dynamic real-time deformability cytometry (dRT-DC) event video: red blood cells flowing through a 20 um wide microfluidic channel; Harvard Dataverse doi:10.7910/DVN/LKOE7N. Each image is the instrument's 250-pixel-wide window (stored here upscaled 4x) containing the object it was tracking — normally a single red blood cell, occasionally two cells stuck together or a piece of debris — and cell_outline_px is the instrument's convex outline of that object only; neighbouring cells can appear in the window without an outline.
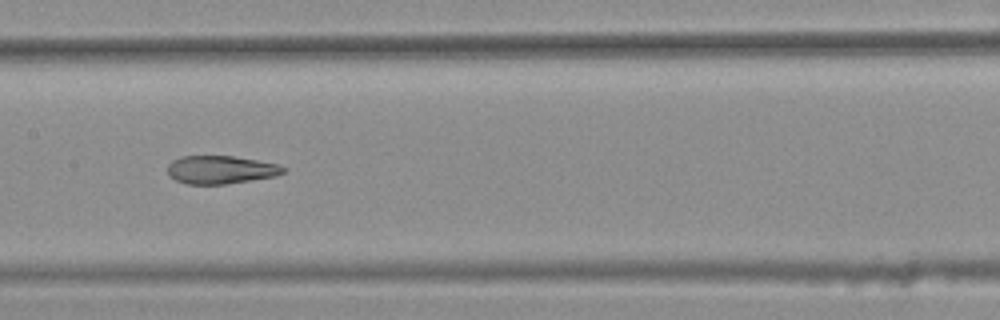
{"species": "common noctule bat (a hibernating species)", "species_latin": "Nyctalus noctula", "temperature_condition": "warm", "stored_images_in_passage": 27, "camera_frame_rate_fps": 3000, "um_per_image_px": 0.085, "animal": {"sex": "female", "body_mass_g": 25.1}, "frame": {"image": 1, "passage_image": 27, "time_ms": 8.667, "image_size_px": [1000, 320], "cell_outline_px": [[284, 172], [276, 176], [228, 184], [184, 184], [168, 176], [168, 164], [172, 160], [180, 156], [232, 156], [256, 160], [276, 164], [284, 168]], "centroid_in_image_um": [18.7, 14.43], "position_along_channel_um": 188.7, "area_um2": 18.96}}